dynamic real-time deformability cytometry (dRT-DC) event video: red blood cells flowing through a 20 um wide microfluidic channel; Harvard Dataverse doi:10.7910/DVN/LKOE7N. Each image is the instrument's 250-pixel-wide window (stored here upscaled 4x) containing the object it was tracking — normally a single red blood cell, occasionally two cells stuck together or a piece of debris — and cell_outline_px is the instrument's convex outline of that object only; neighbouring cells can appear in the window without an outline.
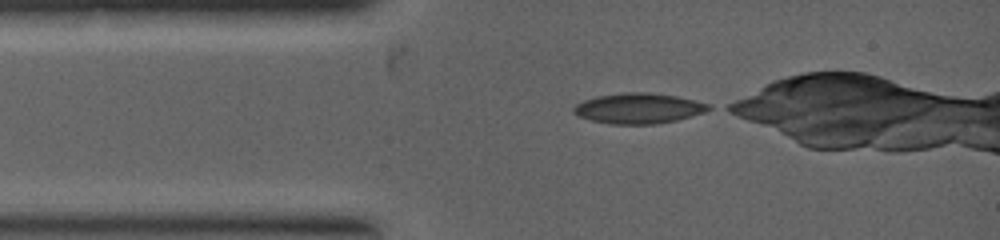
{"species": "common noctule bat (a hibernating species)", "species_latin": "Nyctalus noctula", "temperature_condition": "warm", "stored_images_in_passage": 6, "camera_frame_rate_fps": 5000, "um_per_image_px": 0.085, "animal": {"sex": "female", "body_mass_g": 19.0, "forearm_length_mm": 53.3}, "frame": {"image": 1, "passage_image": 1, "time_ms": 0.0, "image_size_px": [1000, 240], "cell_outline_px": [[712, 108], [704, 112], [692, 116], [676, 120], [656, 124], [612, 124], [592, 120], [580, 116], [572, 112], [572, 108], [576, 104], [584, 100], [596, 96], [624, 92], [648, 92], [676, 96], [712, 104]], "centroid_in_image_um": [54.29, 9.2], "position_along_channel_um": 30.7, "area_um2": 23.93}}
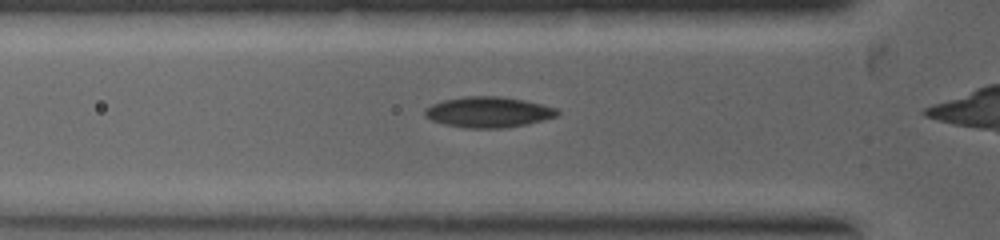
{"frame": {"image": 2, "passage_image": 5, "time_ms": 1.0, "image_size_px": [1000, 240], "cell_outline_px": [[560, 116], [544, 120], [504, 128], [464, 128], [444, 124], [432, 120], [424, 116], [424, 108], [432, 104], [444, 100], [464, 96], [500, 96], [524, 100], [556, 108], [560, 112]], "centroid_in_image_um": [41.5, 9.53], "position_along_channel_um": 84.3, "area_um2": 23.76}}